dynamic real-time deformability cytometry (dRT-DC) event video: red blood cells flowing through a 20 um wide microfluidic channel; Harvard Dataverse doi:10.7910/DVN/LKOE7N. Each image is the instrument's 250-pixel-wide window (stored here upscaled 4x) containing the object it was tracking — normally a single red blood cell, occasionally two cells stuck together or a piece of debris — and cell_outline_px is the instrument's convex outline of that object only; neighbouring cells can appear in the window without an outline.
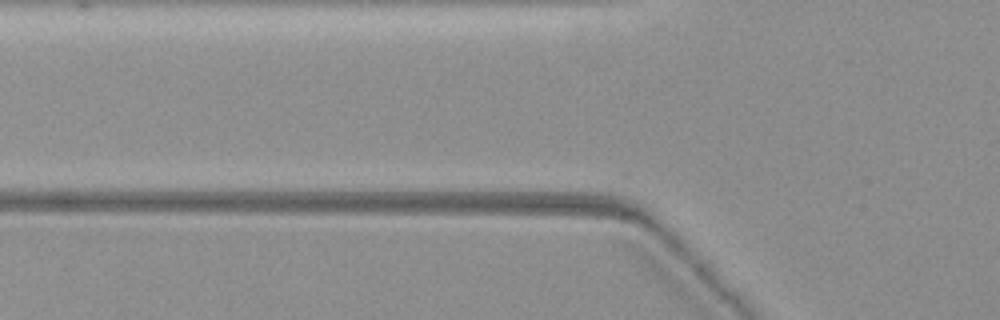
{"species": "common noctule bat (a hibernating species)", "species_latin": "Nyctalus noctula", "temperature_condition": "warm", "stored_images_in_passage": 2, "camera_frame_rate_fps": 3000, "um_per_image_px": 0.085, "animal": {"sex": "female", "body_mass_g": 19.3, "forearm_length_mm": 54.1}, "frame": {"image": 1, "passage_image": 2, "time_ms": 0.333, "image_size_px": [1000, 320], "cell_outline_px": [[636, 224], [632, 224], [492, 216], [428, 212], [456, 204], [540, 204], [628, 216], [636, 220]], "centroid_in_image_um": [45.52, 18.08], "position_along_channel_um": 80.3, "area_um2": 15.95}}